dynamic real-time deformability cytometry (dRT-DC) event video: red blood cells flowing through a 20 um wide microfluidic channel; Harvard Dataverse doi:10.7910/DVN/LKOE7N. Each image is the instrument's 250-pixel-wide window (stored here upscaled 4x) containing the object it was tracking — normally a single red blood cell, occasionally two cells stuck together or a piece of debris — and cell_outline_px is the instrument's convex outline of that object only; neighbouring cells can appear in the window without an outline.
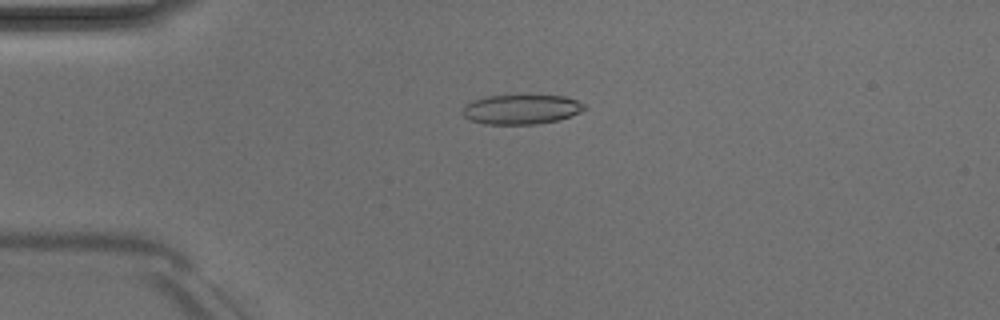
{"species": "Egyptian fruit bat (a non-hibernating species)", "species_latin": "Rousettus aegyptiacus", "temperature_condition": "room temperature", "stored_images_in_passage": 50, "camera_frame_rate_fps": 3000, "um_per_image_px": 0.085, "animal": {"sex": "male"}, "frame": {"image": 1, "passage_image": 12, "time_ms": 3.667, "image_size_px": [1000, 320], "cell_outline_px": [[588, 108], [580, 112], [556, 120], [536, 124], [484, 124], [468, 120], [464, 116], [464, 104], [472, 100], [488, 96], [564, 96], [576, 100], [584, 104]], "centroid_in_image_um": [44.28, 9.3], "position_along_channel_um": 40.7, "area_um2": 20.81}}
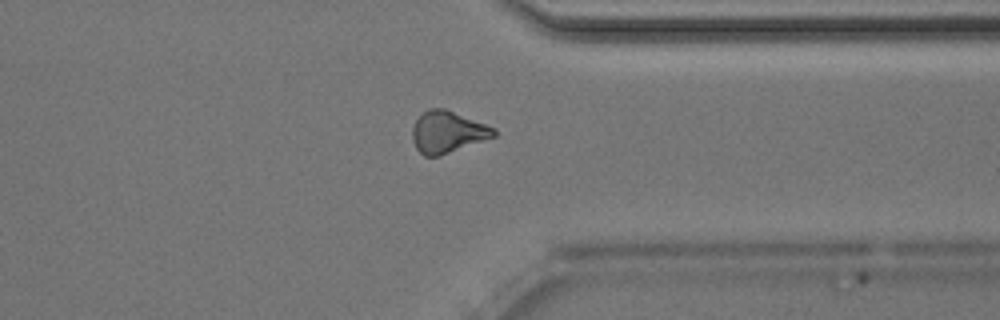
{"frame": {"image": 2, "passage_image": 39, "time_ms": 12.667, "image_size_px": [1000, 320], "cell_outline_px": [[496, 136], [436, 156], [424, 156], [416, 148], [412, 140], [412, 128], [416, 120], [428, 108], [444, 108], [496, 128]], "centroid_in_image_um": [38.02, 11.21], "position_along_channel_um": 373.4, "area_um2": 19.48}}
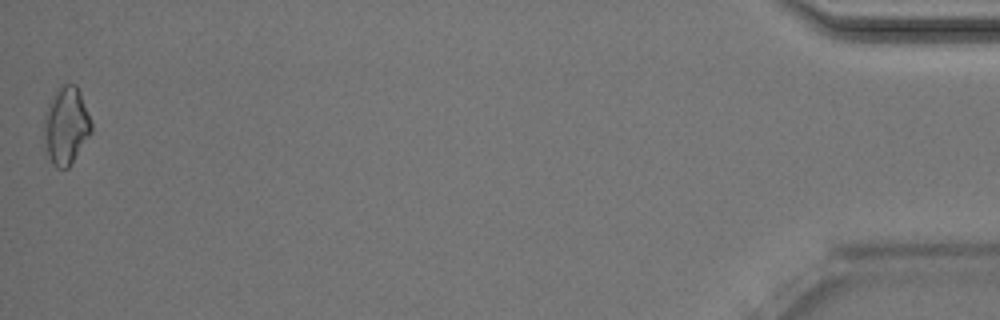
{"frame": {"image": 3, "passage_image": 50, "time_ms": 16.333, "image_size_px": [1000, 320], "cell_outline_px": [[92, 132], [68, 168], [56, 168], [52, 164], [48, 152], [44, 136], [44, 112], [56, 88], [64, 84], [76, 84], [80, 92], [92, 124]], "centroid_in_image_um": [5.61, 10.65], "position_along_channel_um": 429.6, "area_um2": 21.27}, "authors_computed_cell_mechanics": {"area_um2": 20.4612, "velocity_mm_per_s": 4.0339, "shape_relaxation_time_tau1_ms": 7.9679, "shape_relaxation_time_tau2_ms": 3.9264, "deformation_change_tau1": 0.1659, "deformation_change_tau2": 0.1254}}